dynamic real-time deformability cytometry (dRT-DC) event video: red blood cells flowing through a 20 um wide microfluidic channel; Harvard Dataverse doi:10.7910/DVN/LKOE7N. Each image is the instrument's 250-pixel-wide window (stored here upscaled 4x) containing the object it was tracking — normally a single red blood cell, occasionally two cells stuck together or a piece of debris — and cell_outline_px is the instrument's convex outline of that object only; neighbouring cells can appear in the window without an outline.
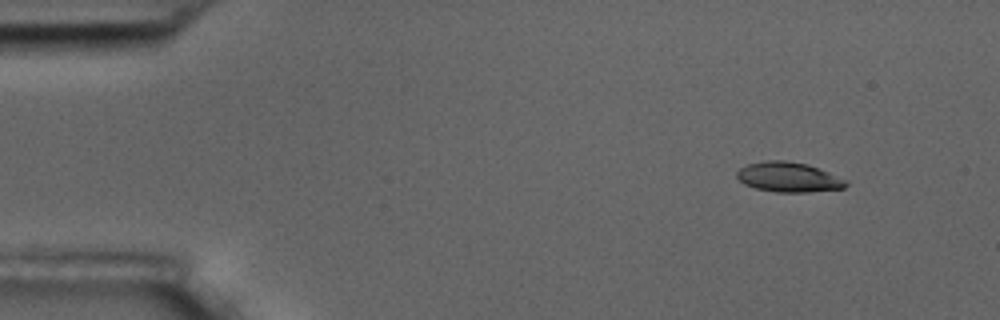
{"species": "common noctule bat (a hibernating species)", "species_latin": "Nyctalus noctula", "temperature_condition": "room temperature", "stored_images_in_passage": 6, "segment_of_instrument_passage": [2, 2], "camera_frame_rate_fps": 3000, "um_per_image_px": 0.085, "animal": {"sex": "male", "body_mass_g": 17.5, "forearm_length_mm": 52.3}, "frame": {"image": 1, "passage_image": 6, "time_ms": 6.0, "image_size_px": [1000, 320], "cell_outline_px": [[848, 184], [844, 188], [808, 192], [776, 192], [756, 188], [744, 184], [736, 176], [736, 172], [740, 168], [748, 164], [764, 160], [784, 160], [808, 164], [848, 180]], "centroid_in_image_um": [67.03, 15.05], "position_along_channel_um": 18.0, "area_um2": 19.02}}